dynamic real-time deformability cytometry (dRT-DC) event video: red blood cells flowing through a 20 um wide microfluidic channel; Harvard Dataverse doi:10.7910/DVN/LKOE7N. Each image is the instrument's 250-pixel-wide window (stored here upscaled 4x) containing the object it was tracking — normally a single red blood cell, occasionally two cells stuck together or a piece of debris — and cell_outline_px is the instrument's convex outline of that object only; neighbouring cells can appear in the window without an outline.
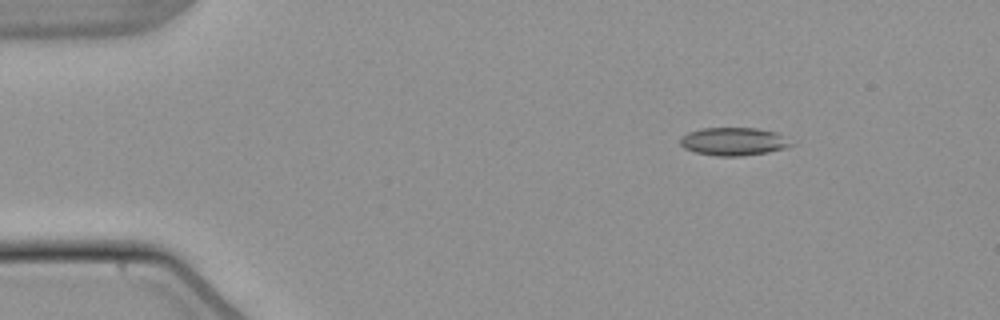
{"species": "common noctule bat (a hibernating species)", "species_latin": "Nyctalus noctula", "temperature_condition": "warm", "stored_images_in_passage": 18, "camera_frame_rate_fps": 3000, "um_per_image_px": 0.085, "animal": {"sex": "male", "body_mass_g": 21.5, "forearm_length_mm": 52.0}, "frame": {"image": 1, "passage_image": 1, "time_ms": 0.0, "image_size_px": [1000, 320], "cell_outline_px": [[796, 144], [784, 148], [768, 152], [740, 156], [716, 156], [696, 152], [684, 148], [680, 144], [680, 136], [688, 132], [700, 128], [756, 128], [776, 132], [784, 136]], "centroid_in_image_um": [62.35, 12.02], "position_along_channel_um": 22.6, "area_um2": 18.21}}
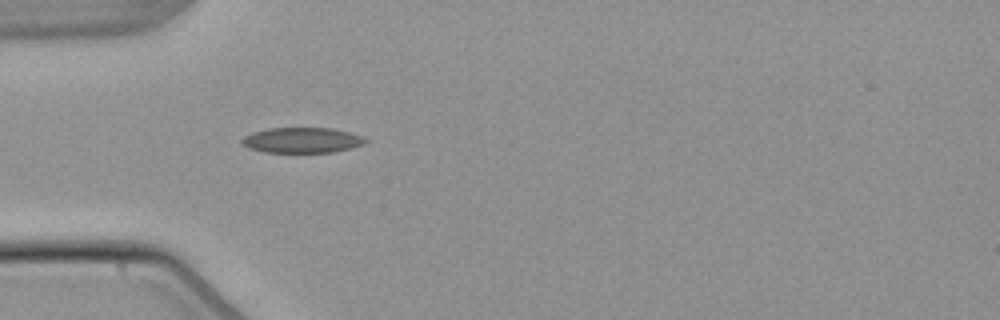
{"frame": {"image": 2, "passage_image": 10, "time_ms": 3.0, "image_size_px": [1000, 320], "cell_outline_px": [[368, 140], [364, 144], [352, 148], [332, 152], [264, 152], [248, 148], [240, 144], [240, 140], [244, 136], [252, 132], [268, 128], [332, 128], [364, 136]], "centroid_in_image_um": [25.65, 11.91], "position_along_channel_um": 59.3, "area_um2": 18.44}}